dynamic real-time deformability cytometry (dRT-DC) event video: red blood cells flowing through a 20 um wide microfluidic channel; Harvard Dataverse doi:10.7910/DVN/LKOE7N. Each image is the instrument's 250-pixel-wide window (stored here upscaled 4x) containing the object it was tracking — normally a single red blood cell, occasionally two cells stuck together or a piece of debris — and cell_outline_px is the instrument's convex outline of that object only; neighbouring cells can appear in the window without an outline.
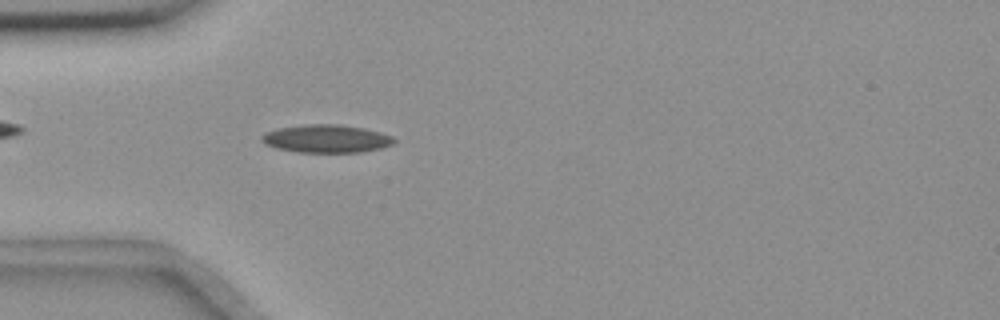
{"species": "common noctule bat (a hibernating species)", "species_latin": "Nyctalus noctula", "temperature_condition": "room temperature", "stored_images_in_passage": 44, "camera_frame_rate_fps": 3000, "um_per_image_px": 0.085, "animal": {"sex": "female", "body_mass_g": 18.4}, "frame": {"image": 1, "passage_image": 10, "time_ms": 3.0, "image_size_px": [1000, 320], "cell_outline_px": [[396, 140], [392, 144], [380, 148], [360, 152], [300, 152], [276, 148], [264, 144], [260, 140], [260, 136], [268, 132], [280, 128], [304, 124], [340, 124], [364, 128], [380, 132], [392, 136]], "centroid_in_image_um": [27.74, 11.78], "position_along_channel_um": 57.3, "area_um2": 21.5}}
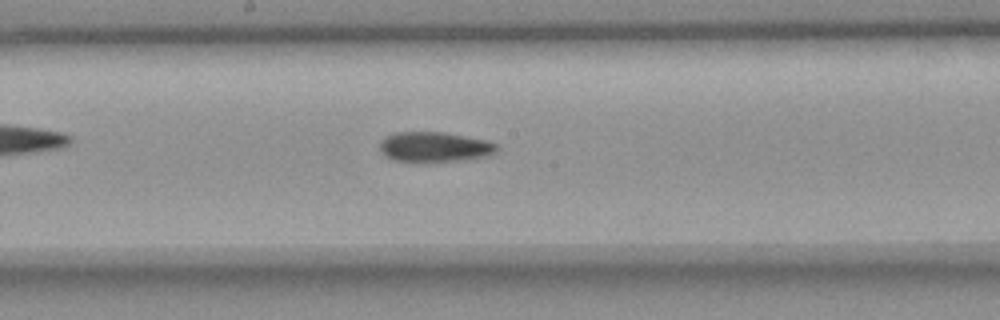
{"frame": {"image": 2, "passage_image": 23, "time_ms": 7.333, "image_size_px": [1000, 320], "cell_outline_px": [[500, 148], [496, 152], [488, 156], [464, 160], [420, 164], [392, 160], [380, 148], [380, 140], [384, 136], [396, 132], [444, 132], [488, 140], [496, 144]], "centroid_in_image_um": [36.95, 12.52], "position_along_channel_um": 211.2, "area_um2": 21.21}}
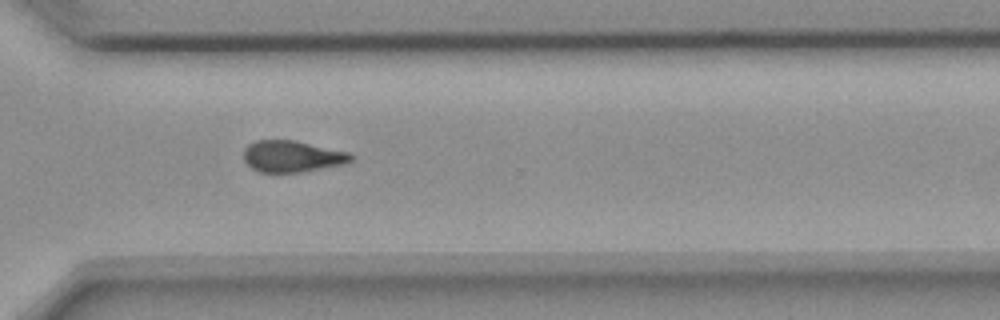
{"frame": {"image": 3, "passage_image": 34, "time_ms": 11.0, "image_size_px": [1000, 320], "cell_outline_px": [[352, 160], [344, 164], [300, 172], [260, 172], [252, 168], [244, 160], [244, 148], [248, 144], [256, 140], [292, 140], [348, 152], [352, 156]], "centroid_in_image_um": [24.79, 13.29], "position_along_channel_um": 345.8, "area_um2": 19.42}, "authors_computed_cell_mechanics": {"area_um2": 20.2011, "velocity_mm_per_s": 3.6719, "shape_relaxation_time_tau1_ms": 11.1832, "shape_relaxation_time_tau2_ms": 11.1625, "deformation_change_tau1": 0.2202, "deformation_change_tau2": 0.1886}}